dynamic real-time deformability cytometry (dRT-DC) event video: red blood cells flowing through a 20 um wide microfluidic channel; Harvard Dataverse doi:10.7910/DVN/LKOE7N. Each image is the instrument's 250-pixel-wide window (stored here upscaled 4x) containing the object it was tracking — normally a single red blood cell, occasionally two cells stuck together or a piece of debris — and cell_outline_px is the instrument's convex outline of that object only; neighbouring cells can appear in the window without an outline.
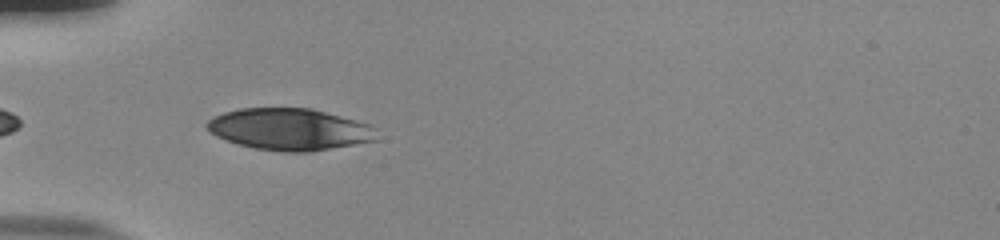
{"species": "human", "species_latin": "Homo sapiens", "temperature_condition": "room temperature", "stored_images_in_passage": 33, "camera_frame_rate_fps": 3000, "um_per_image_px": 0.085, "donor": {"sex": "male"}, "frame": {"image": 1, "passage_image": 2, "time_ms": 0.333, "image_size_px": [1000, 240], "cell_outline_px": [[380, 140], [312, 152], [280, 152], [256, 148], [236, 144], [216, 136], [204, 124], [212, 116], [224, 112], [240, 108], [312, 108], [372, 124], [376, 128]], "centroid_in_image_um": [24.67, 10.99], "position_along_channel_um": 60.3, "area_um2": 41.96}}
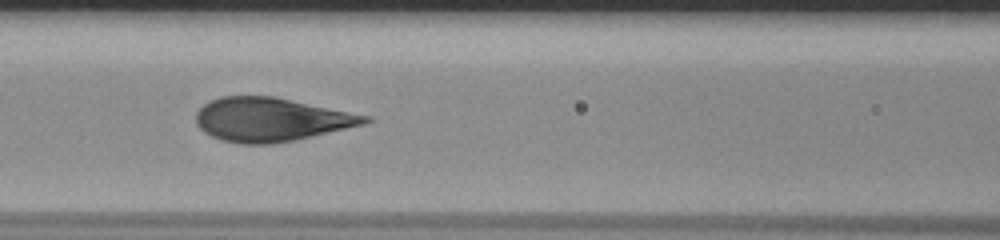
{"frame": {"image": 2, "passage_image": 9, "time_ms": 2.667, "image_size_px": [1000, 240], "cell_outline_px": [[376, 120], [364, 124], [296, 140], [272, 144], [240, 144], [220, 140], [204, 132], [196, 124], [196, 112], [204, 104], [220, 96], [272, 96], [372, 116]], "centroid_in_image_um": [23.05, 10.17], "position_along_channel_um": 143.6, "area_um2": 43.12}}
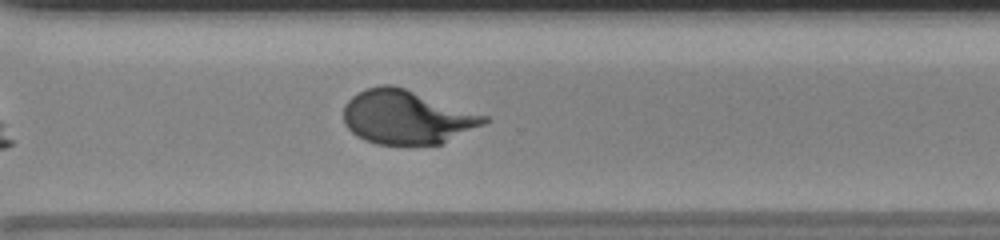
{"frame": {"image": 3, "passage_image": 24, "time_ms": 7.667, "image_size_px": [1000, 240], "cell_outline_px": [[488, 120], [484, 124], [440, 144], [376, 144], [364, 140], [356, 136], [344, 124], [344, 104], [352, 96], [368, 88], [384, 84], [392, 84], [488, 116]], "centroid_in_image_um": [34.54, 9.96], "position_along_channel_um": 336.1, "area_um2": 43.7}, "authors_computed_cell_mechanics": {"area_um2": 43.5234, "velocity_mm_per_s": 3.8622, "shape_relaxation_time_tau1_ms": 4.1742, "shape_relaxation_time_tau2_ms": null, "deformation_change_tau1": 0.2043, "deformation_change_tau2": null}}